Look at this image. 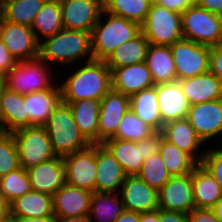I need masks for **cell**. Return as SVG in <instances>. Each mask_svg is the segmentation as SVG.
<instances>
[{
    "label": "cell",
    "mask_w": 222,
    "mask_h": 222,
    "mask_svg": "<svg viewBox=\"0 0 222 222\" xmlns=\"http://www.w3.org/2000/svg\"><path fill=\"white\" fill-rule=\"evenodd\" d=\"M86 62L84 60V66L76 69L60 84L62 102L84 99L100 101L112 89L111 69L106 62L94 59Z\"/></svg>",
    "instance_id": "cell-1"
},
{
    "label": "cell",
    "mask_w": 222,
    "mask_h": 222,
    "mask_svg": "<svg viewBox=\"0 0 222 222\" xmlns=\"http://www.w3.org/2000/svg\"><path fill=\"white\" fill-rule=\"evenodd\" d=\"M38 58L49 66L58 62V65L61 63L60 65L64 64L65 67L84 58L90 61L93 59L91 33L63 28L40 42Z\"/></svg>",
    "instance_id": "cell-2"
},
{
    "label": "cell",
    "mask_w": 222,
    "mask_h": 222,
    "mask_svg": "<svg viewBox=\"0 0 222 222\" xmlns=\"http://www.w3.org/2000/svg\"><path fill=\"white\" fill-rule=\"evenodd\" d=\"M140 32L139 23L108 14L103 10L91 32L93 59L106 61L116 48L135 38Z\"/></svg>",
    "instance_id": "cell-3"
},
{
    "label": "cell",
    "mask_w": 222,
    "mask_h": 222,
    "mask_svg": "<svg viewBox=\"0 0 222 222\" xmlns=\"http://www.w3.org/2000/svg\"><path fill=\"white\" fill-rule=\"evenodd\" d=\"M56 156L64 157L89 148L92 144L76 125L71 108L61 102L44 125Z\"/></svg>",
    "instance_id": "cell-4"
},
{
    "label": "cell",
    "mask_w": 222,
    "mask_h": 222,
    "mask_svg": "<svg viewBox=\"0 0 222 222\" xmlns=\"http://www.w3.org/2000/svg\"><path fill=\"white\" fill-rule=\"evenodd\" d=\"M162 138V132H155L149 138L139 142L110 138L102 145L119 162L124 173L127 176H133L140 172L145 160L159 152Z\"/></svg>",
    "instance_id": "cell-5"
},
{
    "label": "cell",
    "mask_w": 222,
    "mask_h": 222,
    "mask_svg": "<svg viewBox=\"0 0 222 222\" xmlns=\"http://www.w3.org/2000/svg\"><path fill=\"white\" fill-rule=\"evenodd\" d=\"M52 72L51 67L39 58L20 61L3 76L5 87L22 95L44 91L54 85V80L57 81Z\"/></svg>",
    "instance_id": "cell-6"
},
{
    "label": "cell",
    "mask_w": 222,
    "mask_h": 222,
    "mask_svg": "<svg viewBox=\"0 0 222 222\" xmlns=\"http://www.w3.org/2000/svg\"><path fill=\"white\" fill-rule=\"evenodd\" d=\"M183 39L214 47L222 45V18L199 7H189L181 14Z\"/></svg>",
    "instance_id": "cell-7"
},
{
    "label": "cell",
    "mask_w": 222,
    "mask_h": 222,
    "mask_svg": "<svg viewBox=\"0 0 222 222\" xmlns=\"http://www.w3.org/2000/svg\"><path fill=\"white\" fill-rule=\"evenodd\" d=\"M141 32L152 45L171 46L183 39L181 14L152 1Z\"/></svg>",
    "instance_id": "cell-8"
},
{
    "label": "cell",
    "mask_w": 222,
    "mask_h": 222,
    "mask_svg": "<svg viewBox=\"0 0 222 222\" xmlns=\"http://www.w3.org/2000/svg\"><path fill=\"white\" fill-rule=\"evenodd\" d=\"M18 148L20 166H32L56 158L49 135L44 126L22 127L12 132Z\"/></svg>",
    "instance_id": "cell-9"
},
{
    "label": "cell",
    "mask_w": 222,
    "mask_h": 222,
    "mask_svg": "<svg viewBox=\"0 0 222 222\" xmlns=\"http://www.w3.org/2000/svg\"><path fill=\"white\" fill-rule=\"evenodd\" d=\"M177 81L209 72L210 47L182 39L170 46Z\"/></svg>",
    "instance_id": "cell-10"
},
{
    "label": "cell",
    "mask_w": 222,
    "mask_h": 222,
    "mask_svg": "<svg viewBox=\"0 0 222 222\" xmlns=\"http://www.w3.org/2000/svg\"><path fill=\"white\" fill-rule=\"evenodd\" d=\"M0 39L17 61H31L39 57L40 42L33 30L25 25L0 21Z\"/></svg>",
    "instance_id": "cell-11"
},
{
    "label": "cell",
    "mask_w": 222,
    "mask_h": 222,
    "mask_svg": "<svg viewBox=\"0 0 222 222\" xmlns=\"http://www.w3.org/2000/svg\"><path fill=\"white\" fill-rule=\"evenodd\" d=\"M66 183L76 188L95 192L96 144L63 157Z\"/></svg>",
    "instance_id": "cell-12"
},
{
    "label": "cell",
    "mask_w": 222,
    "mask_h": 222,
    "mask_svg": "<svg viewBox=\"0 0 222 222\" xmlns=\"http://www.w3.org/2000/svg\"><path fill=\"white\" fill-rule=\"evenodd\" d=\"M64 29L92 32L104 10L103 0H61Z\"/></svg>",
    "instance_id": "cell-13"
},
{
    "label": "cell",
    "mask_w": 222,
    "mask_h": 222,
    "mask_svg": "<svg viewBox=\"0 0 222 222\" xmlns=\"http://www.w3.org/2000/svg\"><path fill=\"white\" fill-rule=\"evenodd\" d=\"M186 119L204 144L222 135V99L190 105Z\"/></svg>",
    "instance_id": "cell-14"
},
{
    "label": "cell",
    "mask_w": 222,
    "mask_h": 222,
    "mask_svg": "<svg viewBox=\"0 0 222 222\" xmlns=\"http://www.w3.org/2000/svg\"><path fill=\"white\" fill-rule=\"evenodd\" d=\"M130 96L111 89L100 100L98 144L112 138L124 114L130 109Z\"/></svg>",
    "instance_id": "cell-15"
},
{
    "label": "cell",
    "mask_w": 222,
    "mask_h": 222,
    "mask_svg": "<svg viewBox=\"0 0 222 222\" xmlns=\"http://www.w3.org/2000/svg\"><path fill=\"white\" fill-rule=\"evenodd\" d=\"M159 209L190 213L195 209L192 173L171 177L158 191Z\"/></svg>",
    "instance_id": "cell-16"
},
{
    "label": "cell",
    "mask_w": 222,
    "mask_h": 222,
    "mask_svg": "<svg viewBox=\"0 0 222 222\" xmlns=\"http://www.w3.org/2000/svg\"><path fill=\"white\" fill-rule=\"evenodd\" d=\"M119 195L124 210L145 213L159 209L158 191L137 175L126 176L119 190Z\"/></svg>",
    "instance_id": "cell-17"
},
{
    "label": "cell",
    "mask_w": 222,
    "mask_h": 222,
    "mask_svg": "<svg viewBox=\"0 0 222 222\" xmlns=\"http://www.w3.org/2000/svg\"><path fill=\"white\" fill-rule=\"evenodd\" d=\"M92 192L65 183L53 196L55 218L88 216Z\"/></svg>",
    "instance_id": "cell-18"
},
{
    "label": "cell",
    "mask_w": 222,
    "mask_h": 222,
    "mask_svg": "<svg viewBox=\"0 0 222 222\" xmlns=\"http://www.w3.org/2000/svg\"><path fill=\"white\" fill-rule=\"evenodd\" d=\"M33 191L53 196L65 183V165L63 157L57 156L52 160L27 169Z\"/></svg>",
    "instance_id": "cell-19"
},
{
    "label": "cell",
    "mask_w": 222,
    "mask_h": 222,
    "mask_svg": "<svg viewBox=\"0 0 222 222\" xmlns=\"http://www.w3.org/2000/svg\"><path fill=\"white\" fill-rule=\"evenodd\" d=\"M126 176L111 153L102 144H96L95 192L119 193Z\"/></svg>",
    "instance_id": "cell-20"
},
{
    "label": "cell",
    "mask_w": 222,
    "mask_h": 222,
    "mask_svg": "<svg viewBox=\"0 0 222 222\" xmlns=\"http://www.w3.org/2000/svg\"><path fill=\"white\" fill-rule=\"evenodd\" d=\"M161 132L166 141L176 145L180 150L189 154L198 164H201L206 150H201L200 153L198 150L205 144L186 118L164 124Z\"/></svg>",
    "instance_id": "cell-21"
},
{
    "label": "cell",
    "mask_w": 222,
    "mask_h": 222,
    "mask_svg": "<svg viewBox=\"0 0 222 222\" xmlns=\"http://www.w3.org/2000/svg\"><path fill=\"white\" fill-rule=\"evenodd\" d=\"M161 121L185 119L190 107L179 81L155 85Z\"/></svg>",
    "instance_id": "cell-22"
},
{
    "label": "cell",
    "mask_w": 222,
    "mask_h": 222,
    "mask_svg": "<svg viewBox=\"0 0 222 222\" xmlns=\"http://www.w3.org/2000/svg\"><path fill=\"white\" fill-rule=\"evenodd\" d=\"M110 69L112 89L125 95L131 96L155 85L146 62Z\"/></svg>",
    "instance_id": "cell-23"
},
{
    "label": "cell",
    "mask_w": 222,
    "mask_h": 222,
    "mask_svg": "<svg viewBox=\"0 0 222 222\" xmlns=\"http://www.w3.org/2000/svg\"><path fill=\"white\" fill-rule=\"evenodd\" d=\"M62 102L60 84L50 89L25 95L26 114H29V126H44L54 109Z\"/></svg>",
    "instance_id": "cell-24"
},
{
    "label": "cell",
    "mask_w": 222,
    "mask_h": 222,
    "mask_svg": "<svg viewBox=\"0 0 222 222\" xmlns=\"http://www.w3.org/2000/svg\"><path fill=\"white\" fill-rule=\"evenodd\" d=\"M178 81L190 105L222 99V83L211 72Z\"/></svg>",
    "instance_id": "cell-25"
},
{
    "label": "cell",
    "mask_w": 222,
    "mask_h": 222,
    "mask_svg": "<svg viewBox=\"0 0 222 222\" xmlns=\"http://www.w3.org/2000/svg\"><path fill=\"white\" fill-rule=\"evenodd\" d=\"M29 126V114H26L25 95L5 88L1 97L0 131L13 132Z\"/></svg>",
    "instance_id": "cell-26"
},
{
    "label": "cell",
    "mask_w": 222,
    "mask_h": 222,
    "mask_svg": "<svg viewBox=\"0 0 222 222\" xmlns=\"http://www.w3.org/2000/svg\"><path fill=\"white\" fill-rule=\"evenodd\" d=\"M192 192L195 208L211 209L222 198L221 187L201 164L192 172Z\"/></svg>",
    "instance_id": "cell-27"
},
{
    "label": "cell",
    "mask_w": 222,
    "mask_h": 222,
    "mask_svg": "<svg viewBox=\"0 0 222 222\" xmlns=\"http://www.w3.org/2000/svg\"><path fill=\"white\" fill-rule=\"evenodd\" d=\"M145 62L155 85L177 81L170 46L150 44Z\"/></svg>",
    "instance_id": "cell-28"
},
{
    "label": "cell",
    "mask_w": 222,
    "mask_h": 222,
    "mask_svg": "<svg viewBox=\"0 0 222 222\" xmlns=\"http://www.w3.org/2000/svg\"><path fill=\"white\" fill-rule=\"evenodd\" d=\"M130 110L155 132H161L163 123L155 85L130 96Z\"/></svg>",
    "instance_id": "cell-29"
},
{
    "label": "cell",
    "mask_w": 222,
    "mask_h": 222,
    "mask_svg": "<svg viewBox=\"0 0 222 222\" xmlns=\"http://www.w3.org/2000/svg\"><path fill=\"white\" fill-rule=\"evenodd\" d=\"M71 108L74 121L81 133L91 144H98V116L100 101L84 99L75 102H63Z\"/></svg>",
    "instance_id": "cell-30"
},
{
    "label": "cell",
    "mask_w": 222,
    "mask_h": 222,
    "mask_svg": "<svg viewBox=\"0 0 222 222\" xmlns=\"http://www.w3.org/2000/svg\"><path fill=\"white\" fill-rule=\"evenodd\" d=\"M11 216L27 218L54 216L52 196L29 191L10 203Z\"/></svg>",
    "instance_id": "cell-31"
},
{
    "label": "cell",
    "mask_w": 222,
    "mask_h": 222,
    "mask_svg": "<svg viewBox=\"0 0 222 222\" xmlns=\"http://www.w3.org/2000/svg\"><path fill=\"white\" fill-rule=\"evenodd\" d=\"M149 46V41L140 32L135 38L116 48L105 62L109 68H119L145 62Z\"/></svg>",
    "instance_id": "cell-32"
},
{
    "label": "cell",
    "mask_w": 222,
    "mask_h": 222,
    "mask_svg": "<svg viewBox=\"0 0 222 222\" xmlns=\"http://www.w3.org/2000/svg\"><path fill=\"white\" fill-rule=\"evenodd\" d=\"M124 211L119 193L93 192L88 217L91 222H114Z\"/></svg>",
    "instance_id": "cell-33"
},
{
    "label": "cell",
    "mask_w": 222,
    "mask_h": 222,
    "mask_svg": "<svg viewBox=\"0 0 222 222\" xmlns=\"http://www.w3.org/2000/svg\"><path fill=\"white\" fill-rule=\"evenodd\" d=\"M30 28L39 42L43 38L60 32L63 29L60 2L58 0H47L35 16Z\"/></svg>",
    "instance_id": "cell-34"
},
{
    "label": "cell",
    "mask_w": 222,
    "mask_h": 222,
    "mask_svg": "<svg viewBox=\"0 0 222 222\" xmlns=\"http://www.w3.org/2000/svg\"><path fill=\"white\" fill-rule=\"evenodd\" d=\"M47 0H1V17L11 23L31 27V24Z\"/></svg>",
    "instance_id": "cell-35"
},
{
    "label": "cell",
    "mask_w": 222,
    "mask_h": 222,
    "mask_svg": "<svg viewBox=\"0 0 222 222\" xmlns=\"http://www.w3.org/2000/svg\"><path fill=\"white\" fill-rule=\"evenodd\" d=\"M159 154L171 177L192 173L198 165L189 154L180 150L176 145L169 143L164 138L161 139Z\"/></svg>",
    "instance_id": "cell-36"
},
{
    "label": "cell",
    "mask_w": 222,
    "mask_h": 222,
    "mask_svg": "<svg viewBox=\"0 0 222 222\" xmlns=\"http://www.w3.org/2000/svg\"><path fill=\"white\" fill-rule=\"evenodd\" d=\"M152 0H103L104 11L140 25L145 21Z\"/></svg>",
    "instance_id": "cell-37"
},
{
    "label": "cell",
    "mask_w": 222,
    "mask_h": 222,
    "mask_svg": "<svg viewBox=\"0 0 222 222\" xmlns=\"http://www.w3.org/2000/svg\"><path fill=\"white\" fill-rule=\"evenodd\" d=\"M155 131L130 109L124 114L113 139L139 142L149 138Z\"/></svg>",
    "instance_id": "cell-38"
},
{
    "label": "cell",
    "mask_w": 222,
    "mask_h": 222,
    "mask_svg": "<svg viewBox=\"0 0 222 222\" xmlns=\"http://www.w3.org/2000/svg\"><path fill=\"white\" fill-rule=\"evenodd\" d=\"M31 190L27 170L22 167L0 178V194L10 203Z\"/></svg>",
    "instance_id": "cell-39"
},
{
    "label": "cell",
    "mask_w": 222,
    "mask_h": 222,
    "mask_svg": "<svg viewBox=\"0 0 222 222\" xmlns=\"http://www.w3.org/2000/svg\"><path fill=\"white\" fill-rule=\"evenodd\" d=\"M137 176L157 191L171 178L159 152L143 162Z\"/></svg>",
    "instance_id": "cell-40"
},
{
    "label": "cell",
    "mask_w": 222,
    "mask_h": 222,
    "mask_svg": "<svg viewBox=\"0 0 222 222\" xmlns=\"http://www.w3.org/2000/svg\"><path fill=\"white\" fill-rule=\"evenodd\" d=\"M20 167L18 148L12 132L0 131V178Z\"/></svg>",
    "instance_id": "cell-41"
},
{
    "label": "cell",
    "mask_w": 222,
    "mask_h": 222,
    "mask_svg": "<svg viewBox=\"0 0 222 222\" xmlns=\"http://www.w3.org/2000/svg\"><path fill=\"white\" fill-rule=\"evenodd\" d=\"M201 165L211 173L222 190V146L206 148Z\"/></svg>",
    "instance_id": "cell-42"
},
{
    "label": "cell",
    "mask_w": 222,
    "mask_h": 222,
    "mask_svg": "<svg viewBox=\"0 0 222 222\" xmlns=\"http://www.w3.org/2000/svg\"><path fill=\"white\" fill-rule=\"evenodd\" d=\"M209 72L216 75L222 83V45L210 47Z\"/></svg>",
    "instance_id": "cell-43"
},
{
    "label": "cell",
    "mask_w": 222,
    "mask_h": 222,
    "mask_svg": "<svg viewBox=\"0 0 222 222\" xmlns=\"http://www.w3.org/2000/svg\"><path fill=\"white\" fill-rule=\"evenodd\" d=\"M153 2L179 14L196 4V0H153Z\"/></svg>",
    "instance_id": "cell-44"
},
{
    "label": "cell",
    "mask_w": 222,
    "mask_h": 222,
    "mask_svg": "<svg viewBox=\"0 0 222 222\" xmlns=\"http://www.w3.org/2000/svg\"><path fill=\"white\" fill-rule=\"evenodd\" d=\"M17 63L18 62L13 58L3 41L0 39V74L4 76Z\"/></svg>",
    "instance_id": "cell-45"
},
{
    "label": "cell",
    "mask_w": 222,
    "mask_h": 222,
    "mask_svg": "<svg viewBox=\"0 0 222 222\" xmlns=\"http://www.w3.org/2000/svg\"><path fill=\"white\" fill-rule=\"evenodd\" d=\"M190 222H220L212 209L195 208L189 214Z\"/></svg>",
    "instance_id": "cell-46"
},
{
    "label": "cell",
    "mask_w": 222,
    "mask_h": 222,
    "mask_svg": "<svg viewBox=\"0 0 222 222\" xmlns=\"http://www.w3.org/2000/svg\"><path fill=\"white\" fill-rule=\"evenodd\" d=\"M159 222H190L188 213L159 209Z\"/></svg>",
    "instance_id": "cell-47"
},
{
    "label": "cell",
    "mask_w": 222,
    "mask_h": 222,
    "mask_svg": "<svg viewBox=\"0 0 222 222\" xmlns=\"http://www.w3.org/2000/svg\"><path fill=\"white\" fill-rule=\"evenodd\" d=\"M196 4L199 7L222 17V0H196Z\"/></svg>",
    "instance_id": "cell-48"
},
{
    "label": "cell",
    "mask_w": 222,
    "mask_h": 222,
    "mask_svg": "<svg viewBox=\"0 0 222 222\" xmlns=\"http://www.w3.org/2000/svg\"><path fill=\"white\" fill-rule=\"evenodd\" d=\"M11 219L10 202L0 194V222H9Z\"/></svg>",
    "instance_id": "cell-49"
},
{
    "label": "cell",
    "mask_w": 222,
    "mask_h": 222,
    "mask_svg": "<svg viewBox=\"0 0 222 222\" xmlns=\"http://www.w3.org/2000/svg\"><path fill=\"white\" fill-rule=\"evenodd\" d=\"M9 222H56L55 216L27 218L22 216H11Z\"/></svg>",
    "instance_id": "cell-50"
},
{
    "label": "cell",
    "mask_w": 222,
    "mask_h": 222,
    "mask_svg": "<svg viewBox=\"0 0 222 222\" xmlns=\"http://www.w3.org/2000/svg\"><path fill=\"white\" fill-rule=\"evenodd\" d=\"M140 213L124 210L114 222H139Z\"/></svg>",
    "instance_id": "cell-51"
},
{
    "label": "cell",
    "mask_w": 222,
    "mask_h": 222,
    "mask_svg": "<svg viewBox=\"0 0 222 222\" xmlns=\"http://www.w3.org/2000/svg\"><path fill=\"white\" fill-rule=\"evenodd\" d=\"M139 222H159V209L151 212L140 213Z\"/></svg>",
    "instance_id": "cell-52"
},
{
    "label": "cell",
    "mask_w": 222,
    "mask_h": 222,
    "mask_svg": "<svg viewBox=\"0 0 222 222\" xmlns=\"http://www.w3.org/2000/svg\"><path fill=\"white\" fill-rule=\"evenodd\" d=\"M56 222H91L88 216L73 217V218H56Z\"/></svg>",
    "instance_id": "cell-53"
},
{
    "label": "cell",
    "mask_w": 222,
    "mask_h": 222,
    "mask_svg": "<svg viewBox=\"0 0 222 222\" xmlns=\"http://www.w3.org/2000/svg\"><path fill=\"white\" fill-rule=\"evenodd\" d=\"M220 222H222V198L211 208Z\"/></svg>",
    "instance_id": "cell-54"
},
{
    "label": "cell",
    "mask_w": 222,
    "mask_h": 222,
    "mask_svg": "<svg viewBox=\"0 0 222 222\" xmlns=\"http://www.w3.org/2000/svg\"><path fill=\"white\" fill-rule=\"evenodd\" d=\"M5 80H4V77L2 76L0 78V118H1V97H2V94L5 90Z\"/></svg>",
    "instance_id": "cell-55"
}]
</instances>
